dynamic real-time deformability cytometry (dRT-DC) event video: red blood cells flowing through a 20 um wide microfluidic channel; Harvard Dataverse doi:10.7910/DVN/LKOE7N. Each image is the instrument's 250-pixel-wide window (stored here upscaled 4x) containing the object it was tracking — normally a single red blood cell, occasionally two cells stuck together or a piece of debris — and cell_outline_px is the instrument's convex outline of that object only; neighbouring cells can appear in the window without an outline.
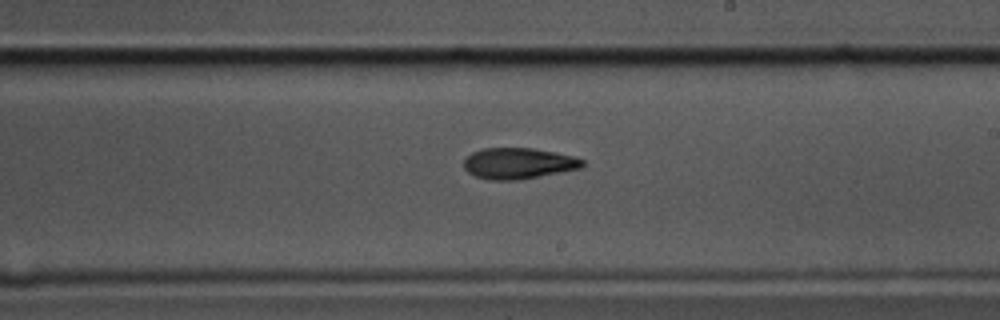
{"species": "common noctule bat (a hibernating species)", "species_latin": "Nyctalus noctula", "temperature_condition": "cold", "stored_images_in_passage": 57, "camera_frame_rate_fps": 3000, "um_per_image_px": 0.085, "animal": {"sex": "male", "body_mass_g": 17.5, "forearm_length_mm": 52.3}, "frame": {"image": 1, "passage_image": 33, "time_ms": 10.667, "image_size_px": [1000, 320], "cell_outline_px": [[584, 168], [520, 180], [488, 180], [476, 176], [468, 172], [464, 168], [464, 160], [472, 152], [484, 148], [532, 148], [556, 152], [572, 156], [584, 160]], "centroid_in_image_um": [44.09, 13.89], "position_along_channel_um": 244.9, "area_um2": 21.62}}
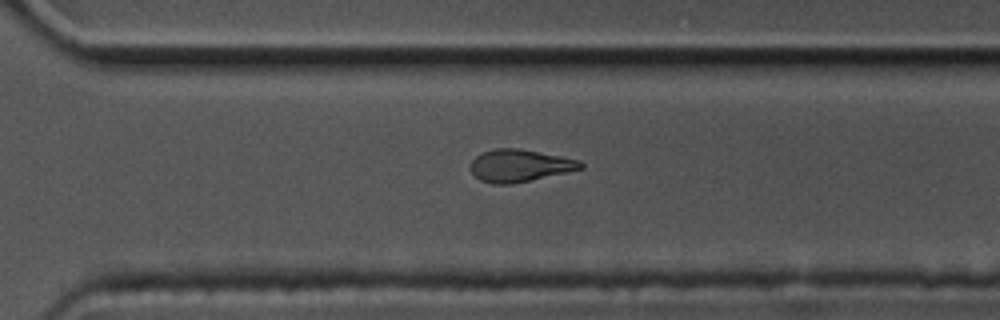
{"frame": {"image": 2, "passage_image": 40, "time_ms": 13.0, "image_size_px": [1000, 320], "cell_outline_px": [[584, 168], [568, 172], [512, 184], [492, 184], [480, 180], [468, 168], [472, 160], [476, 156], [484, 152], [496, 148], [520, 148], [580, 160], [584, 164]], "centroid_in_image_um": [44.17, 14.08], "position_along_channel_um": 326.4, "area_um2": 20.81}}
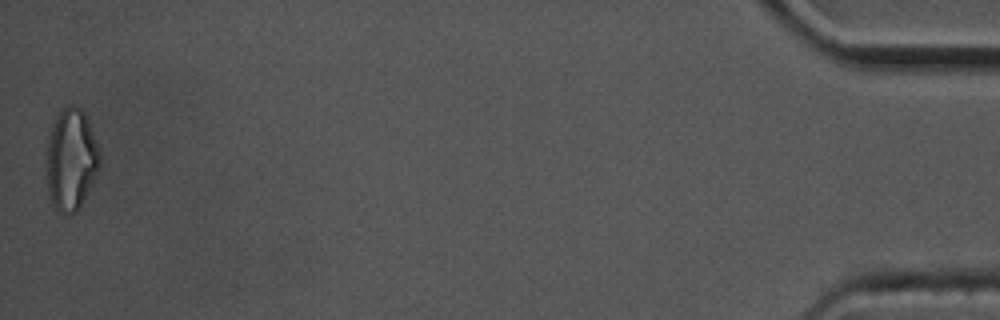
{"frame": {"image": 3, "passage_image": 57, "time_ms": 18.667, "image_size_px": [1000, 320], "cell_outline_px": [[100, 168], [80, 208], [76, 212], [68, 216], [56, 212], [52, 204], [48, 192], [44, 176], [48, 136], [52, 124], [56, 116], [68, 104], [72, 104], [80, 108], [84, 112], [100, 148]], "centroid_in_image_um": [6.02, 13.61], "position_along_channel_um": 429.2, "area_um2": 32.6}, "authors_computed_cell_mechanics": {"area_um2": 21.6172, "velocity_mm_per_s": 3.4987, "shape_relaxation_time_tau1_ms": 3.9044, "shape_relaxation_time_tau2_ms": 5.3315, "deformation_change_tau1": 0.1665, "deformation_change_tau2": 0.1428}}